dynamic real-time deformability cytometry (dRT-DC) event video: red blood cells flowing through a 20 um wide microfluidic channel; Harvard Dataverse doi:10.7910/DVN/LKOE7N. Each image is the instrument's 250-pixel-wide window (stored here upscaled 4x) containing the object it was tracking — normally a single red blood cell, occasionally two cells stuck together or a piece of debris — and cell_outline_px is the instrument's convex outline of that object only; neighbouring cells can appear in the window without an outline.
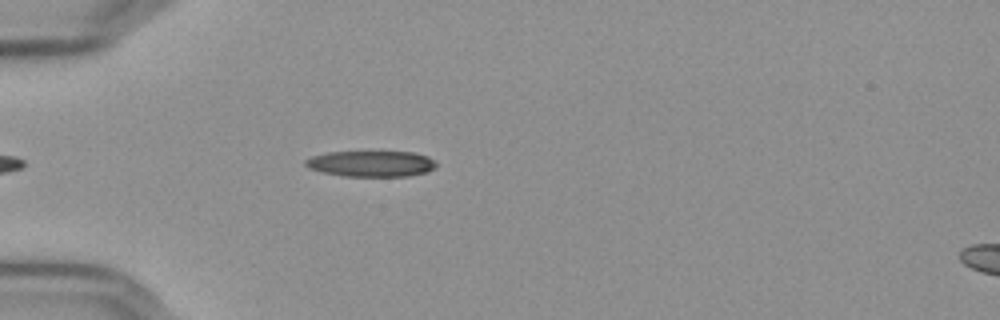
{"species": "Egyptian fruit bat (a non-hibernating species)", "species_latin": "Rousettus aegyptiacus", "temperature_condition": "cold", "stored_images_in_passage": 44, "camera_frame_rate_fps": 3000, "um_per_image_px": 0.085, "frame": {"image": 1, "passage_image": 8, "time_ms": 2.333, "image_size_px": [1000, 320], "cell_outline_px": [[436, 168], [428, 172], [408, 176], [344, 176], [324, 172], [308, 168], [304, 164], [304, 160], [312, 156], [328, 152], [412, 152], [428, 156], [436, 164]], "centroid_in_image_um": [31.55, 13.91], "position_along_channel_um": 53.4, "area_um2": 19.71}}
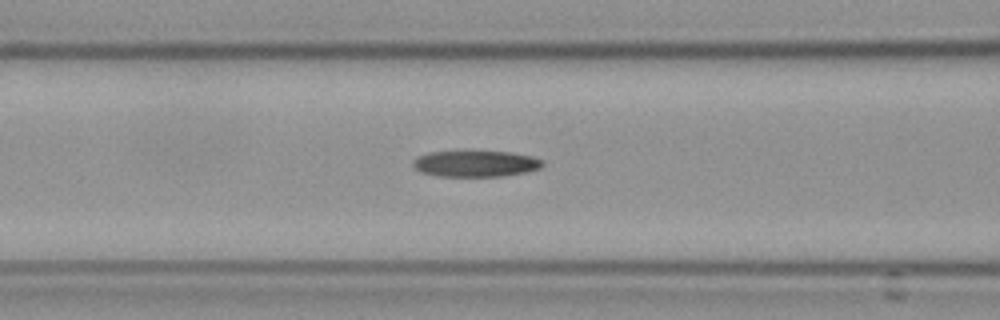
{"frame": {"image": 2, "passage_image": 15, "time_ms": 4.667, "image_size_px": [1000, 320], "cell_outline_px": [[544, 164], [540, 168], [524, 172], [500, 176], [436, 176], [420, 172], [412, 164], [412, 160], [416, 156], [432, 152], [512, 152], [532, 156], [544, 160]], "centroid_in_image_um": [40.42, 13.91], "position_along_channel_um": 126.2, "area_um2": 19.65}}
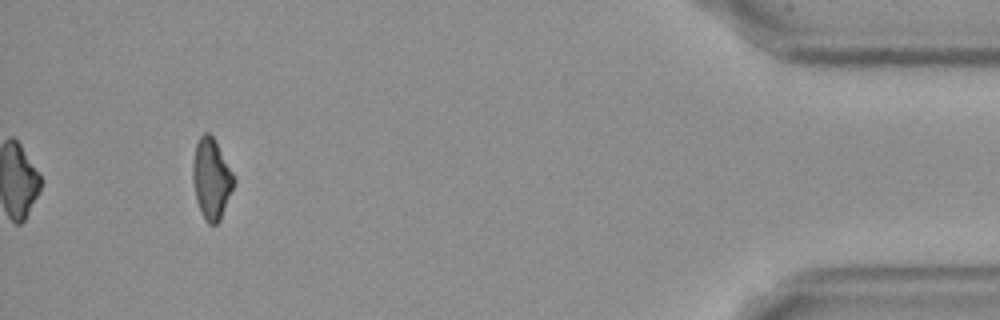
{"frame": {"image": 3, "passage_image": 44, "time_ms": 14.333, "image_size_px": [1000, 320], "cell_outline_px": [[236, 180], [220, 220], [216, 224], [208, 224], [204, 220], [200, 212], [196, 200], [192, 176], [192, 168], [196, 144], [200, 136], [204, 132], [208, 132], [216, 140]], "centroid_in_image_um": [17.96, 15.2], "position_along_channel_um": 417.2, "area_um2": 19.31}, "authors_computed_cell_mechanics": {"area_um2": 19.7676, "velocity_mm_per_s": 3.643, "shape_relaxation_time_tau1_ms": null, "shape_relaxation_time_tau2_ms": 8.5049, "deformation_change_tau1": null, "deformation_change_tau2": 0.1941}}